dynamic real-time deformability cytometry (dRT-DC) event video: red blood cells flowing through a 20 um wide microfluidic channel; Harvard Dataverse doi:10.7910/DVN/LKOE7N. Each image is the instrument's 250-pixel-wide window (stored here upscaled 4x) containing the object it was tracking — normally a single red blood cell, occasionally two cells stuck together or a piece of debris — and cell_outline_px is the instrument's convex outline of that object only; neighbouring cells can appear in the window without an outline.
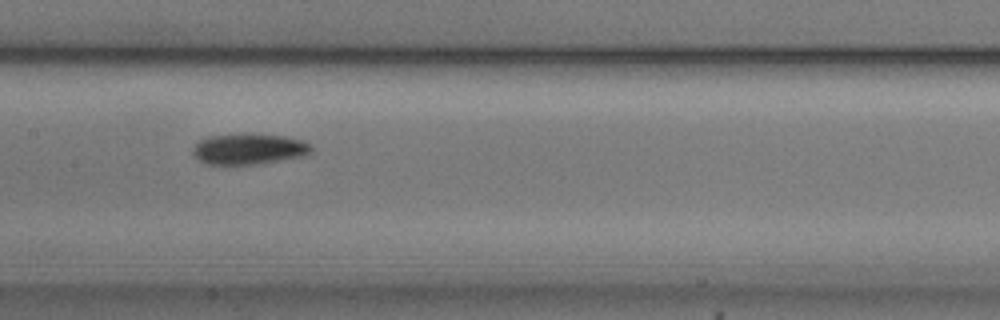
{"species": "common noctule bat (a hibernating species)", "species_latin": "Nyctalus noctula", "temperature_condition": "cold", "stored_images_in_passage": 35, "camera_frame_rate_fps": 3000, "um_per_image_px": 0.085, "animal": {"sex": "male", "body_mass_g": 20.5, "forearm_length_mm": 52.5}, "frame": {"image": 1, "passage_image": 12, "time_ms": 3.667, "image_size_px": [1000, 320], "cell_outline_px": [[312, 152], [304, 156], [256, 164], [208, 164], [200, 160], [192, 152], [192, 148], [200, 140], [208, 136], [284, 136], [300, 140], [312, 144]], "centroid_in_image_um": [21.18, 12.7], "position_along_channel_um": 186.2, "area_um2": 20.4}, "authors_computed_cell_mechanics": {"area_um2": 20.2878, "velocity_mm_per_s": 3.7259, "shape_relaxation_time_tau1_ms": 4.0382, "shape_relaxation_time_tau2_ms": null, "deformation_change_tau1": 0.1251, "deformation_change_tau2": null}}